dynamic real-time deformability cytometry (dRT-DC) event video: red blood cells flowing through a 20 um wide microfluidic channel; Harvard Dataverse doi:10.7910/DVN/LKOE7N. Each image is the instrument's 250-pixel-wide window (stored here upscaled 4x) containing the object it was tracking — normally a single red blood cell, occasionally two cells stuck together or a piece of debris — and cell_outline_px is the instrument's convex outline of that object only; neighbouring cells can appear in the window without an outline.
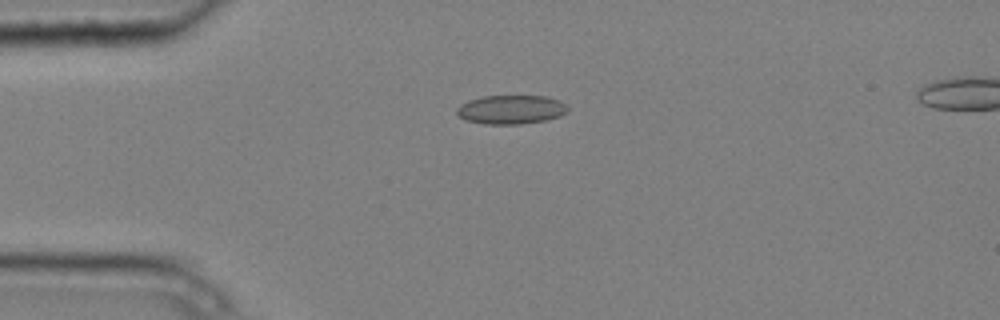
{"species": "common noctule bat (a hibernating species)", "species_latin": "Nyctalus noctula", "temperature_condition": "cold", "stored_images_in_passage": 7, "camera_frame_rate_fps": 3000, "um_per_image_px": 0.085, "animal": {"sex": "male", "body_mass_g": 20.4}, "frame": {"image": 1, "passage_image": 1, "time_ms": 0.0, "image_size_px": [1000, 320], "cell_outline_px": [[568, 112], [560, 116], [548, 120], [520, 124], [484, 124], [464, 120], [456, 112], [456, 108], [460, 104], [468, 100], [484, 96], [548, 96], [560, 100], [568, 108]], "centroid_in_image_um": [43.44, 9.31], "position_along_channel_um": 41.6, "area_um2": 18.9}}
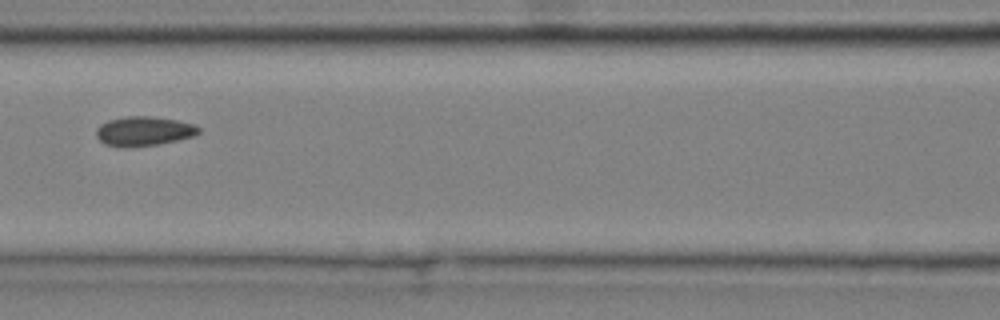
{"frame": {"image": 2, "passage_image": 4, "time_ms": 1.0, "image_size_px": [1000, 320], "cell_outline_px": [[200, 132], [196, 136], [160, 144], [124, 148], [120, 148], [104, 144], [96, 136], [96, 128], [100, 124], [108, 120], [128, 116], [152, 116], [176, 120], [196, 124], [200, 128]], "centroid_in_image_um": [12.23, 11.16], "position_along_channel_um": 154.4, "area_um2": 17.92}}
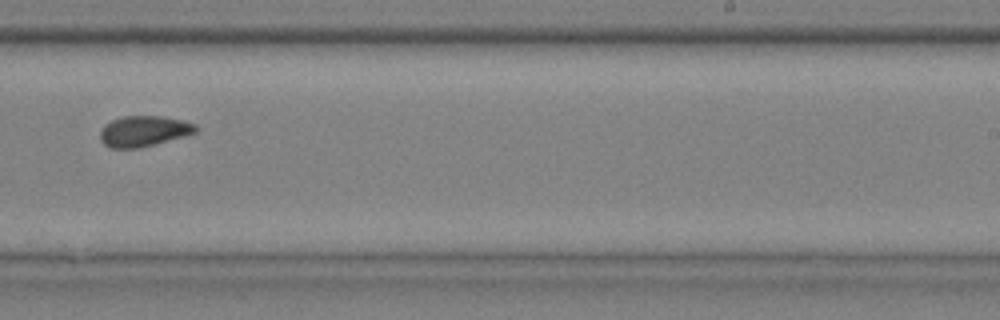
{"frame": {"image": 3, "passage_image": 7, "time_ms": 2.0, "image_size_px": [1000, 320], "cell_outline_px": [[196, 132], [184, 136], [156, 144], [140, 148], [108, 148], [100, 140], [100, 128], [104, 124], [112, 120], [124, 116], [160, 116], [184, 120], [196, 124]], "centroid_in_image_um": [12.19, 11.15], "position_along_channel_um": 276.8, "area_um2": 17.22}}